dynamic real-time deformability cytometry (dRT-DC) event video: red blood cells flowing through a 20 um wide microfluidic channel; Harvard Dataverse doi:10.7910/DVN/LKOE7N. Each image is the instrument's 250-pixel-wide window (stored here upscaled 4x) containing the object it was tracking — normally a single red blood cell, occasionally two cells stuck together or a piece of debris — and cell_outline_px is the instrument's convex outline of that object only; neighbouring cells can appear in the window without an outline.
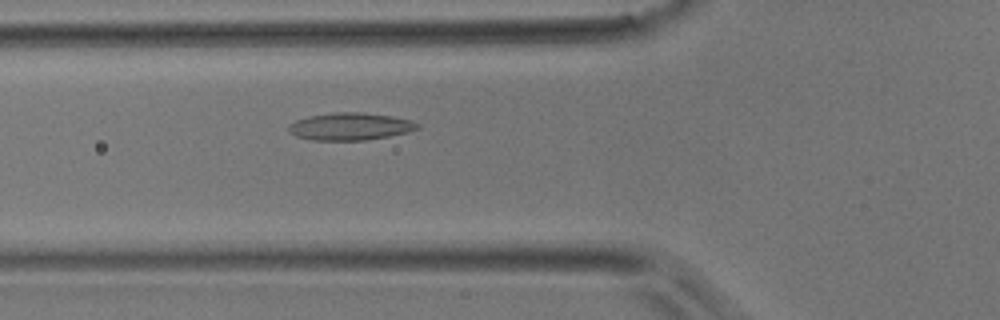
{"species": "common noctule bat (a hibernating species)", "species_latin": "Nyctalus noctula", "temperature_condition": "room temperature", "stored_images_in_passage": 43, "camera_frame_rate_fps": 3000, "um_per_image_px": 0.085, "animal": {"sex": "male", "body_mass_g": 17.9}, "frame": {"image": 1, "passage_image": 14, "time_ms": 4.333, "image_size_px": [1000, 320], "cell_outline_px": [[420, 128], [408, 132], [388, 136], [364, 140], [312, 140], [296, 136], [288, 132], [288, 124], [296, 120], [312, 116], [336, 112], [360, 112], [392, 116], [412, 120], [420, 124]], "centroid_in_image_um": [29.78, 10.75], "position_along_channel_um": 96.0, "area_um2": 20.52}}
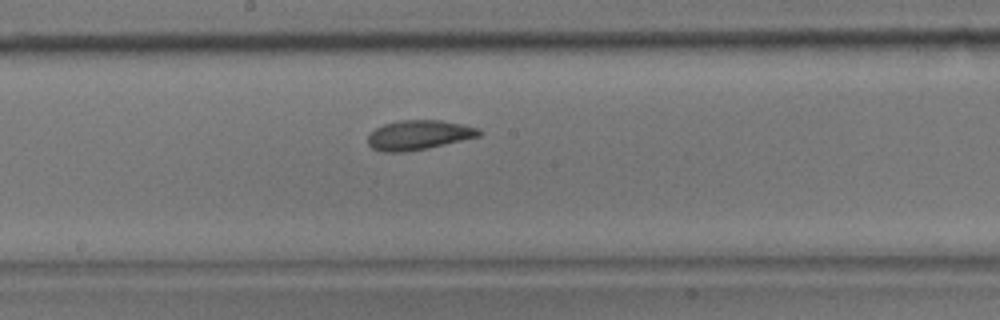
{"frame": {"image": 2, "passage_image": 22, "time_ms": 7.0, "image_size_px": [1000, 320], "cell_outline_px": [[484, 132], [480, 136], [428, 148], [404, 152], [380, 152], [372, 148], [368, 144], [368, 136], [376, 128], [384, 124], [400, 120], [440, 120], [464, 124], [480, 128]], "centroid_in_image_um": [35.62, 11.47], "position_along_channel_um": 212.6, "area_um2": 19.31}}
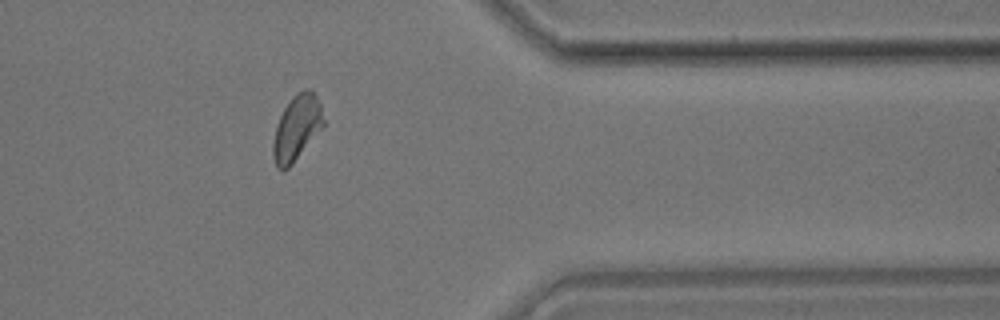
{"frame": {"image": 3, "passage_image": 35, "time_ms": 11.333, "image_size_px": [1000, 320], "cell_outline_px": [[324, 124], [292, 164], [288, 168], [276, 168], [272, 156], [272, 144], [276, 124], [284, 108], [292, 96], [304, 88], [312, 88], [320, 104], [324, 120]], "centroid_in_image_um": [25.2, 10.83], "position_along_channel_um": 386.2, "area_um2": 19.02}}